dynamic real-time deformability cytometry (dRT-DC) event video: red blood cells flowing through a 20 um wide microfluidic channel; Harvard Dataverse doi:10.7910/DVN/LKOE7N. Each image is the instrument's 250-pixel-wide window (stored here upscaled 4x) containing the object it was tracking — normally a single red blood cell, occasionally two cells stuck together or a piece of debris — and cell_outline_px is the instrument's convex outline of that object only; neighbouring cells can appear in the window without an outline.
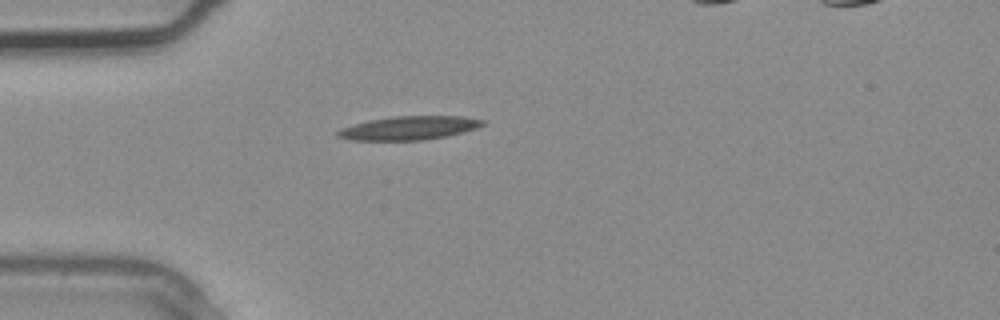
{"species": "common noctule bat (a hibernating species)", "species_latin": "Nyctalus noctula", "temperature_condition": "warm", "stored_images_in_passage": 2, "camera_frame_rate_fps": 3000, "um_per_image_px": 0.085, "animal": {"sex": "male", "body_mass_g": 20.4}, "frame": {"image": 1, "passage_image": 1, "time_ms": 0.0, "image_size_px": [1000, 320], "cell_outline_px": [[484, 124], [476, 128], [448, 136], [424, 140], [352, 140], [336, 136], [336, 132], [340, 128], [368, 120], [392, 116], [460, 116], [484, 120]], "centroid_in_image_um": [34.74, 10.88], "position_along_channel_um": 50.3, "area_um2": 19.94}}